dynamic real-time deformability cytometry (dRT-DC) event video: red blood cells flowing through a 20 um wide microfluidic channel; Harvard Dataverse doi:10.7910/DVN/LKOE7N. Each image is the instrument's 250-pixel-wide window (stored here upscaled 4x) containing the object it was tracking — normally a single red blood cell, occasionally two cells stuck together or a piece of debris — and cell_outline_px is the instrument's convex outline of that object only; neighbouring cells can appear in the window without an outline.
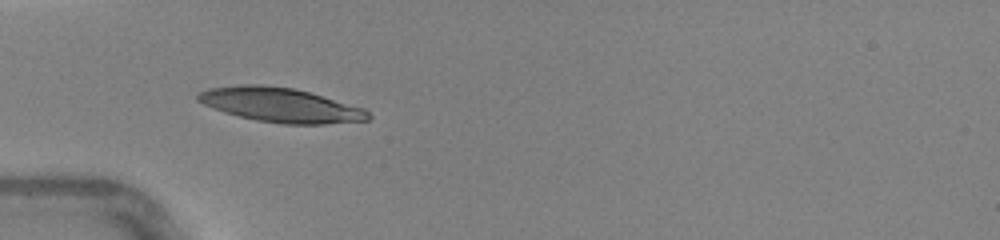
{"species": "human", "species_latin": "Homo sapiens", "temperature_condition": "warm", "stored_images_in_passage": 45, "camera_frame_rate_fps": 3000, "um_per_image_px": 0.085, "donor": {"sex": "female"}, "frame": {"image": 1, "passage_image": 14, "time_ms": 4.333, "image_size_px": [1000, 240], "cell_outline_px": [[372, 116], [368, 120], [324, 124], [284, 124], [256, 120], [224, 112], [212, 108], [196, 100], [196, 92], [208, 88], [240, 84], [260, 84], [296, 88], [364, 108]], "centroid_in_image_um": [23.81, 8.91], "position_along_channel_um": 61.2, "area_um2": 34.28}, "authors_computed_cell_mechanics": {"area_um2": 33.524, "velocity_mm_per_s": 4.3614, "shape_relaxation_time_tau1_ms": 3.2985, "shape_relaxation_time_tau2_ms": null, "deformation_change_tau1": 0.1722, "deformation_change_tau2": null}}